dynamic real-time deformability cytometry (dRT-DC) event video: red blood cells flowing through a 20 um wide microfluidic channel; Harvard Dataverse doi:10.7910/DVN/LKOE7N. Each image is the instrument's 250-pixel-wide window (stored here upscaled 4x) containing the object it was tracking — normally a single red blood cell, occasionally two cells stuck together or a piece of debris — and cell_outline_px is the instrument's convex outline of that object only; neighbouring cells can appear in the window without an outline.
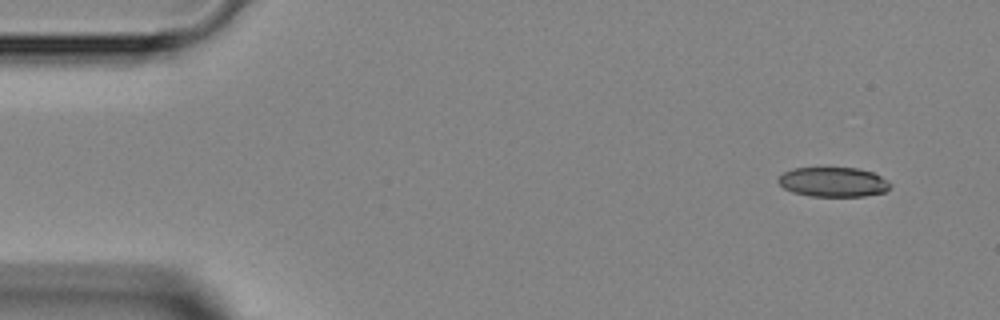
{"species": "Egyptian fruit bat (a non-hibernating species)", "species_latin": "Rousettus aegyptiacus", "temperature_condition": "room temperature", "stored_images_in_passage": 3, "camera_frame_rate_fps": 3000, "um_per_image_px": 0.085, "animal": {"sex": "female"}, "frame": {"image": 1, "passage_image": 1, "time_ms": 0.0, "image_size_px": [1000, 320], "cell_outline_px": [[892, 188], [884, 192], [864, 196], [812, 196], [792, 192], [784, 188], [776, 180], [784, 172], [792, 168], [856, 168], [872, 172], [888, 180], [892, 184]], "centroid_in_image_um": [70.84, 15.47], "position_along_channel_um": 14.2, "area_um2": 19.36}}